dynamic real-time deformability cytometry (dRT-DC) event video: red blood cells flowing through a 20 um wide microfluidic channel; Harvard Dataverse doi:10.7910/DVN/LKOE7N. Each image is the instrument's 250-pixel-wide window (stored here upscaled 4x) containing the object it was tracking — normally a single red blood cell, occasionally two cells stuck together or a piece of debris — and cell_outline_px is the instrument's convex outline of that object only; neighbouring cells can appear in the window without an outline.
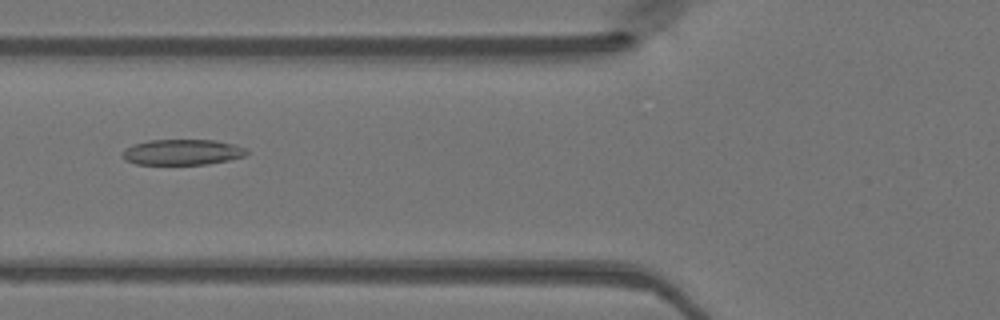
{"species": "Egyptian fruit bat (a non-hibernating species)", "species_latin": "Rousettus aegyptiacus", "temperature_condition": "warm", "stored_images_in_passage": 43, "camera_frame_rate_fps": 3000, "um_per_image_px": 0.085, "animal": {"sex": "female"}, "frame": {"image": 1, "passage_image": 13, "time_ms": 4.0, "image_size_px": [1000, 320], "cell_outline_px": [[248, 152], [244, 156], [228, 160], [208, 164], [136, 164], [124, 160], [120, 156], [124, 148], [132, 144], [148, 140], [216, 140], [248, 148]], "centroid_in_image_um": [15.45, 12.93], "position_along_channel_um": 110.4, "area_um2": 18.73}}
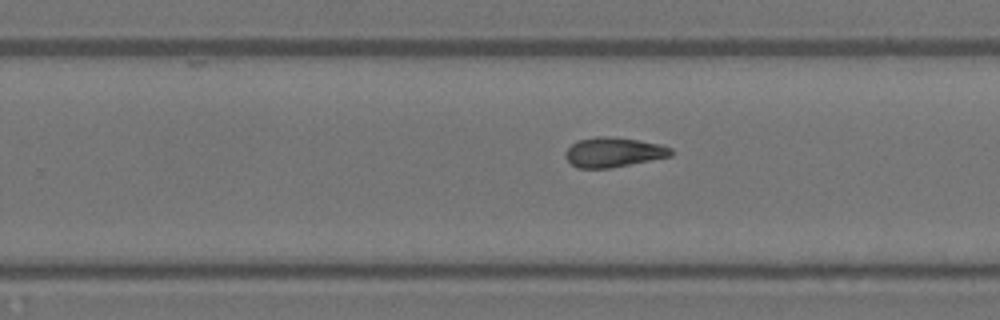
{"frame": {"image": 2, "passage_image": 25, "time_ms": 8.0, "image_size_px": [1000, 320], "cell_outline_px": [[672, 156], [612, 168], [576, 168], [564, 156], [564, 152], [576, 140], [596, 136], [608, 136], [636, 140], [660, 144], [672, 148]], "centroid_in_image_um": [52.12, 12.94], "position_along_channel_um": 277.7, "area_um2": 18.38}}
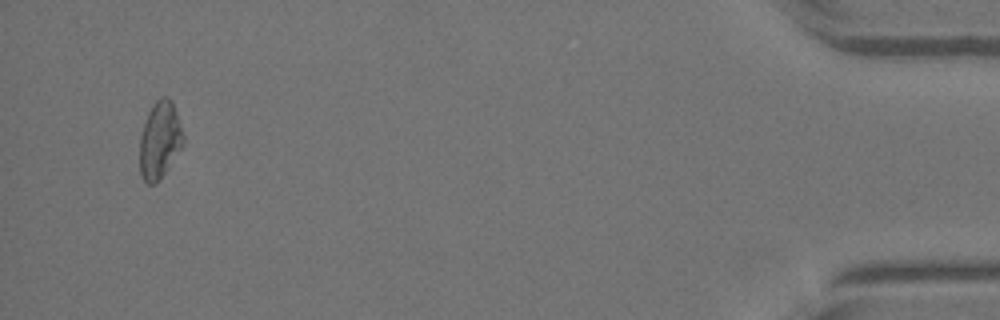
{"frame": {"image": 3, "passage_image": 41, "time_ms": 13.333, "image_size_px": [1000, 320], "cell_outline_px": [[184, 144], [160, 180], [156, 184], [148, 184], [144, 180], [140, 172], [140, 136], [148, 112], [152, 104], [156, 100], [164, 96], [168, 96], [172, 100], [184, 136]], "centroid_in_image_um": [13.58, 11.91], "position_along_channel_um": 421.6, "area_um2": 19.59}}